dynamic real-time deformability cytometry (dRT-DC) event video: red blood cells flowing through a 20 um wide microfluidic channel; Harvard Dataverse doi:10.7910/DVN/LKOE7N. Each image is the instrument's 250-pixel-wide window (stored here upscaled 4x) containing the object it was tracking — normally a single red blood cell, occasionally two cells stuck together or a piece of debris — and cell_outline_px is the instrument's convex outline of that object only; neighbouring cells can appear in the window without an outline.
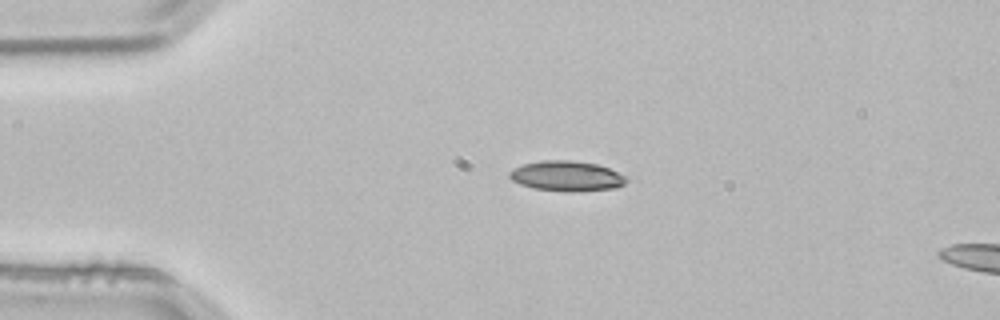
{"species": "common noctule bat (a hibernating species)", "species_latin": "Nyctalus noctula", "temperature_condition": "room temperature", "stored_images_in_passage": 2, "camera_frame_rate_fps": 3000, "um_per_image_px": 0.085, "animal": {"sex": "male", "body_mass_g": 21.5, "forearm_length_mm": 52.0}, "frame": {"image": 1, "passage_image": 1, "time_ms": 0.0, "image_size_px": [1000, 320], "cell_outline_px": [[628, 180], [624, 184], [616, 188], [572, 192], [532, 188], [520, 184], [512, 180], [508, 176], [508, 172], [512, 168], [524, 164], [544, 160], [572, 160], [596, 164], [608, 168], [628, 176]], "centroid_in_image_um": [48.17, 14.96], "position_along_channel_um": 36.8, "area_um2": 20.69}}